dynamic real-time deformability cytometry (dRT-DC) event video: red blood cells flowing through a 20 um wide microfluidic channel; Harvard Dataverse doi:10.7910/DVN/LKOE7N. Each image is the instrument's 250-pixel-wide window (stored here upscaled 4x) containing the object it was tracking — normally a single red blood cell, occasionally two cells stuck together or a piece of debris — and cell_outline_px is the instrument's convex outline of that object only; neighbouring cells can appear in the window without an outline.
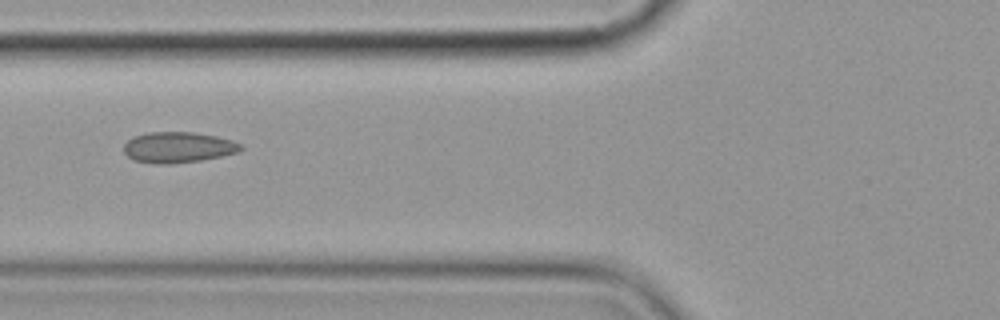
{"species": "common noctule bat (a hibernating species)", "species_latin": "Nyctalus noctula", "temperature_condition": "cold", "stored_images_in_passage": 10, "camera_frame_rate_fps": 3000, "um_per_image_px": 0.085, "animal": {"sex": "female", "body_mass_g": 19.9}, "frame": {"image": 1, "passage_image": 7, "time_ms": 8.0, "image_size_px": [1000, 320], "cell_outline_px": [[244, 148], [240, 152], [200, 160], [168, 164], [160, 164], [132, 160], [124, 152], [124, 144], [132, 136], [148, 132], [196, 132], [216, 136], [232, 140], [240, 144]], "centroid_in_image_um": [15.13, 12.51], "position_along_channel_um": 110.7, "area_um2": 21.04}}
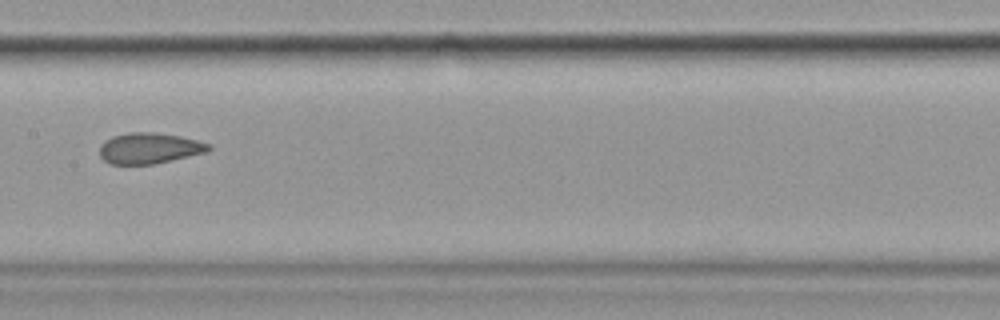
{"frame": {"image": 2, "passage_image": 9, "time_ms": 10.333, "image_size_px": [1000, 320], "cell_outline_px": [[212, 148], [208, 152], [152, 164], [112, 164], [104, 160], [100, 156], [100, 144], [104, 140], [112, 136], [128, 132], [152, 132], [180, 136], [212, 144]], "centroid_in_image_um": [12.69, 12.59], "position_along_channel_um": 194.7, "area_um2": 19.65}}
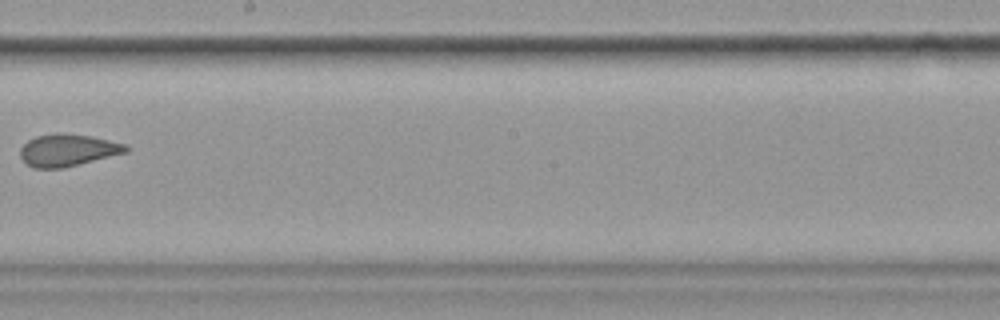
{"frame": {"image": 3, "passage_image": 10, "time_ms": 11.667, "image_size_px": [1000, 320], "cell_outline_px": [[128, 152], [64, 168], [32, 168], [20, 156], [20, 148], [28, 140], [36, 136], [60, 132], [92, 136], [124, 144], [128, 148]], "centroid_in_image_um": [5.74, 12.76], "position_along_channel_um": 242.5, "area_um2": 19.77}}